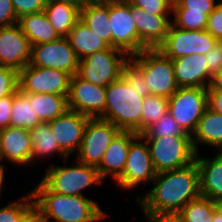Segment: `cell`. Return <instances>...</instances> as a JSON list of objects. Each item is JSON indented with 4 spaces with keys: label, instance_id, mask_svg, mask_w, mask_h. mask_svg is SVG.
<instances>
[{
    "label": "cell",
    "instance_id": "6da1fadb",
    "mask_svg": "<svg viewBox=\"0 0 222 222\" xmlns=\"http://www.w3.org/2000/svg\"><path fill=\"white\" fill-rule=\"evenodd\" d=\"M153 182L148 193L136 199L143 212L179 213L200 196L196 161L184 168L156 173Z\"/></svg>",
    "mask_w": 222,
    "mask_h": 222
},
{
    "label": "cell",
    "instance_id": "7a4b0ae2",
    "mask_svg": "<svg viewBox=\"0 0 222 222\" xmlns=\"http://www.w3.org/2000/svg\"><path fill=\"white\" fill-rule=\"evenodd\" d=\"M30 192L38 216L47 222H100L107 218L96 201L52 192L41 180Z\"/></svg>",
    "mask_w": 222,
    "mask_h": 222
},
{
    "label": "cell",
    "instance_id": "3957f363",
    "mask_svg": "<svg viewBox=\"0 0 222 222\" xmlns=\"http://www.w3.org/2000/svg\"><path fill=\"white\" fill-rule=\"evenodd\" d=\"M144 97L121 76L106 87V106L102 119L112 122L121 131L141 135V114Z\"/></svg>",
    "mask_w": 222,
    "mask_h": 222
},
{
    "label": "cell",
    "instance_id": "277c9868",
    "mask_svg": "<svg viewBox=\"0 0 222 222\" xmlns=\"http://www.w3.org/2000/svg\"><path fill=\"white\" fill-rule=\"evenodd\" d=\"M130 59L141 69L150 94L170 98L179 88L173 62L159 49H145Z\"/></svg>",
    "mask_w": 222,
    "mask_h": 222
},
{
    "label": "cell",
    "instance_id": "5b68a950",
    "mask_svg": "<svg viewBox=\"0 0 222 222\" xmlns=\"http://www.w3.org/2000/svg\"><path fill=\"white\" fill-rule=\"evenodd\" d=\"M73 166L51 165L41 181L52 191L67 196H85L82 190L101 185L97 167L89 166L77 160Z\"/></svg>",
    "mask_w": 222,
    "mask_h": 222
},
{
    "label": "cell",
    "instance_id": "8992f818",
    "mask_svg": "<svg viewBox=\"0 0 222 222\" xmlns=\"http://www.w3.org/2000/svg\"><path fill=\"white\" fill-rule=\"evenodd\" d=\"M146 140L156 173L184 168L195 161L191 136L143 138Z\"/></svg>",
    "mask_w": 222,
    "mask_h": 222
},
{
    "label": "cell",
    "instance_id": "52a82bcc",
    "mask_svg": "<svg viewBox=\"0 0 222 222\" xmlns=\"http://www.w3.org/2000/svg\"><path fill=\"white\" fill-rule=\"evenodd\" d=\"M129 58L124 51L110 46L79 60L77 75L94 85L107 87L122 76L123 65Z\"/></svg>",
    "mask_w": 222,
    "mask_h": 222
},
{
    "label": "cell",
    "instance_id": "ba28073f",
    "mask_svg": "<svg viewBox=\"0 0 222 222\" xmlns=\"http://www.w3.org/2000/svg\"><path fill=\"white\" fill-rule=\"evenodd\" d=\"M207 107V88L205 87L178 88L168 98V112L182 130L190 136L194 133Z\"/></svg>",
    "mask_w": 222,
    "mask_h": 222
},
{
    "label": "cell",
    "instance_id": "9c48e42d",
    "mask_svg": "<svg viewBox=\"0 0 222 222\" xmlns=\"http://www.w3.org/2000/svg\"><path fill=\"white\" fill-rule=\"evenodd\" d=\"M121 130L112 122L98 118H89L76 160L89 166L98 167L110 143Z\"/></svg>",
    "mask_w": 222,
    "mask_h": 222
},
{
    "label": "cell",
    "instance_id": "30bf717a",
    "mask_svg": "<svg viewBox=\"0 0 222 222\" xmlns=\"http://www.w3.org/2000/svg\"><path fill=\"white\" fill-rule=\"evenodd\" d=\"M71 75L52 68L28 64L18 72L19 91L22 94H56L68 96Z\"/></svg>",
    "mask_w": 222,
    "mask_h": 222
},
{
    "label": "cell",
    "instance_id": "8fae6325",
    "mask_svg": "<svg viewBox=\"0 0 222 222\" xmlns=\"http://www.w3.org/2000/svg\"><path fill=\"white\" fill-rule=\"evenodd\" d=\"M217 42L206 30L190 31L170 24L165 41L157 49L172 60L186 55H205Z\"/></svg>",
    "mask_w": 222,
    "mask_h": 222
},
{
    "label": "cell",
    "instance_id": "7c38bea8",
    "mask_svg": "<svg viewBox=\"0 0 222 222\" xmlns=\"http://www.w3.org/2000/svg\"><path fill=\"white\" fill-rule=\"evenodd\" d=\"M155 176L149 146L146 140L138 135L129 146L125 168L116 184L121 189L130 191L140 184L152 182Z\"/></svg>",
    "mask_w": 222,
    "mask_h": 222
},
{
    "label": "cell",
    "instance_id": "4fadbf2b",
    "mask_svg": "<svg viewBox=\"0 0 222 222\" xmlns=\"http://www.w3.org/2000/svg\"><path fill=\"white\" fill-rule=\"evenodd\" d=\"M111 22V47L118 48L129 56L148 49L138 38L136 25L130 15V4L126 0L109 4Z\"/></svg>",
    "mask_w": 222,
    "mask_h": 222
},
{
    "label": "cell",
    "instance_id": "5bb4252c",
    "mask_svg": "<svg viewBox=\"0 0 222 222\" xmlns=\"http://www.w3.org/2000/svg\"><path fill=\"white\" fill-rule=\"evenodd\" d=\"M30 65L42 68L59 69L71 76L77 74L79 59L67 37L32 45Z\"/></svg>",
    "mask_w": 222,
    "mask_h": 222
},
{
    "label": "cell",
    "instance_id": "9a60e30c",
    "mask_svg": "<svg viewBox=\"0 0 222 222\" xmlns=\"http://www.w3.org/2000/svg\"><path fill=\"white\" fill-rule=\"evenodd\" d=\"M68 108L90 118L104 115L106 106V87L94 85L77 74L71 76Z\"/></svg>",
    "mask_w": 222,
    "mask_h": 222
},
{
    "label": "cell",
    "instance_id": "2e32d148",
    "mask_svg": "<svg viewBox=\"0 0 222 222\" xmlns=\"http://www.w3.org/2000/svg\"><path fill=\"white\" fill-rule=\"evenodd\" d=\"M89 118L82 113L68 109L48 122L57 144L68 157L72 153L78 152Z\"/></svg>",
    "mask_w": 222,
    "mask_h": 222
},
{
    "label": "cell",
    "instance_id": "e0dca14e",
    "mask_svg": "<svg viewBox=\"0 0 222 222\" xmlns=\"http://www.w3.org/2000/svg\"><path fill=\"white\" fill-rule=\"evenodd\" d=\"M32 45L16 23L0 27V65L18 72L30 64Z\"/></svg>",
    "mask_w": 222,
    "mask_h": 222
},
{
    "label": "cell",
    "instance_id": "ac0fdd59",
    "mask_svg": "<svg viewBox=\"0 0 222 222\" xmlns=\"http://www.w3.org/2000/svg\"><path fill=\"white\" fill-rule=\"evenodd\" d=\"M130 15L136 25L138 38L148 49H156L165 41L172 17L153 15L131 5Z\"/></svg>",
    "mask_w": 222,
    "mask_h": 222
},
{
    "label": "cell",
    "instance_id": "d6986e66",
    "mask_svg": "<svg viewBox=\"0 0 222 222\" xmlns=\"http://www.w3.org/2000/svg\"><path fill=\"white\" fill-rule=\"evenodd\" d=\"M8 160L13 164L32 163V145L29 130L7 127L0 130V162Z\"/></svg>",
    "mask_w": 222,
    "mask_h": 222
},
{
    "label": "cell",
    "instance_id": "ffe728a7",
    "mask_svg": "<svg viewBox=\"0 0 222 222\" xmlns=\"http://www.w3.org/2000/svg\"><path fill=\"white\" fill-rule=\"evenodd\" d=\"M174 76L179 88L210 86L212 76L209 74L207 60L202 54L186 55L172 59Z\"/></svg>",
    "mask_w": 222,
    "mask_h": 222
},
{
    "label": "cell",
    "instance_id": "44dd1931",
    "mask_svg": "<svg viewBox=\"0 0 222 222\" xmlns=\"http://www.w3.org/2000/svg\"><path fill=\"white\" fill-rule=\"evenodd\" d=\"M137 136L132 131H121L110 143L100 165L97 167L102 181L109 175L116 181L122 175L127 161L129 146Z\"/></svg>",
    "mask_w": 222,
    "mask_h": 222
},
{
    "label": "cell",
    "instance_id": "7402d4cb",
    "mask_svg": "<svg viewBox=\"0 0 222 222\" xmlns=\"http://www.w3.org/2000/svg\"><path fill=\"white\" fill-rule=\"evenodd\" d=\"M199 170L200 196L212 201L222 198V152L213 158L195 156Z\"/></svg>",
    "mask_w": 222,
    "mask_h": 222
},
{
    "label": "cell",
    "instance_id": "603a6c76",
    "mask_svg": "<svg viewBox=\"0 0 222 222\" xmlns=\"http://www.w3.org/2000/svg\"><path fill=\"white\" fill-rule=\"evenodd\" d=\"M191 140L196 154L199 152L198 145L200 144L215 147L222 152V114L207 107L198 121Z\"/></svg>",
    "mask_w": 222,
    "mask_h": 222
},
{
    "label": "cell",
    "instance_id": "cb8c5ba5",
    "mask_svg": "<svg viewBox=\"0 0 222 222\" xmlns=\"http://www.w3.org/2000/svg\"><path fill=\"white\" fill-rule=\"evenodd\" d=\"M17 24L31 45L49 43L60 38L44 11L23 15Z\"/></svg>",
    "mask_w": 222,
    "mask_h": 222
},
{
    "label": "cell",
    "instance_id": "d4e9b609",
    "mask_svg": "<svg viewBox=\"0 0 222 222\" xmlns=\"http://www.w3.org/2000/svg\"><path fill=\"white\" fill-rule=\"evenodd\" d=\"M79 60L108 49L110 45L79 20L67 36Z\"/></svg>",
    "mask_w": 222,
    "mask_h": 222
},
{
    "label": "cell",
    "instance_id": "484cf974",
    "mask_svg": "<svg viewBox=\"0 0 222 222\" xmlns=\"http://www.w3.org/2000/svg\"><path fill=\"white\" fill-rule=\"evenodd\" d=\"M80 20L111 46V22L109 4L86 2L80 8Z\"/></svg>",
    "mask_w": 222,
    "mask_h": 222
},
{
    "label": "cell",
    "instance_id": "4316f807",
    "mask_svg": "<svg viewBox=\"0 0 222 222\" xmlns=\"http://www.w3.org/2000/svg\"><path fill=\"white\" fill-rule=\"evenodd\" d=\"M44 12L60 37H67L80 20V8L68 3H46Z\"/></svg>",
    "mask_w": 222,
    "mask_h": 222
},
{
    "label": "cell",
    "instance_id": "83f0119b",
    "mask_svg": "<svg viewBox=\"0 0 222 222\" xmlns=\"http://www.w3.org/2000/svg\"><path fill=\"white\" fill-rule=\"evenodd\" d=\"M29 132L31 135L33 165L35 163L34 160H36L37 158H48L50 155H54L55 153H58L59 156L63 158V163L66 164V162L68 161V156L61 150V148L57 144L55 137L50 130L49 123L42 122L41 124H38L35 128L29 130Z\"/></svg>",
    "mask_w": 222,
    "mask_h": 222
},
{
    "label": "cell",
    "instance_id": "f1b7e54d",
    "mask_svg": "<svg viewBox=\"0 0 222 222\" xmlns=\"http://www.w3.org/2000/svg\"><path fill=\"white\" fill-rule=\"evenodd\" d=\"M33 103L35 114L41 122L48 123L68 110V96L49 93L25 94Z\"/></svg>",
    "mask_w": 222,
    "mask_h": 222
},
{
    "label": "cell",
    "instance_id": "f546056e",
    "mask_svg": "<svg viewBox=\"0 0 222 222\" xmlns=\"http://www.w3.org/2000/svg\"><path fill=\"white\" fill-rule=\"evenodd\" d=\"M38 217L31 192L0 207V222H35Z\"/></svg>",
    "mask_w": 222,
    "mask_h": 222
},
{
    "label": "cell",
    "instance_id": "4dcf8cb0",
    "mask_svg": "<svg viewBox=\"0 0 222 222\" xmlns=\"http://www.w3.org/2000/svg\"><path fill=\"white\" fill-rule=\"evenodd\" d=\"M41 123L29 98L19 90L13 94L10 127L31 130Z\"/></svg>",
    "mask_w": 222,
    "mask_h": 222
},
{
    "label": "cell",
    "instance_id": "1f68e13d",
    "mask_svg": "<svg viewBox=\"0 0 222 222\" xmlns=\"http://www.w3.org/2000/svg\"><path fill=\"white\" fill-rule=\"evenodd\" d=\"M179 214L182 222H211L215 207L211 199L199 196L188 202Z\"/></svg>",
    "mask_w": 222,
    "mask_h": 222
},
{
    "label": "cell",
    "instance_id": "d6a6232c",
    "mask_svg": "<svg viewBox=\"0 0 222 222\" xmlns=\"http://www.w3.org/2000/svg\"><path fill=\"white\" fill-rule=\"evenodd\" d=\"M141 134L168 112V98L149 94L143 100Z\"/></svg>",
    "mask_w": 222,
    "mask_h": 222
},
{
    "label": "cell",
    "instance_id": "836d02e7",
    "mask_svg": "<svg viewBox=\"0 0 222 222\" xmlns=\"http://www.w3.org/2000/svg\"><path fill=\"white\" fill-rule=\"evenodd\" d=\"M141 136L143 138H159L170 136H190L186 134L169 112L148 127Z\"/></svg>",
    "mask_w": 222,
    "mask_h": 222
},
{
    "label": "cell",
    "instance_id": "e575fe53",
    "mask_svg": "<svg viewBox=\"0 0 222 222\" xmlns=\"http://www.w3.org/2000/svg\"><path fill=\"white\" fill-rule=\"evenodd\" d=\"M172 14L175 16L171 21L174 27L190 31L206 30L209 16L207 14L202 12H172Z\"/></svg>",
    "mask_w": 222,
    "mask_h": 222
},
{
    "label": "cell",
    "instance_id": "d590c367",
    "mask_svg": "<svg viewBox=\"0 0 222 222\" xmlns=\"http://www.w3.org/2000/svg\"><path fill=\"white\" fill-rule=\"evenodd\" d=\"M122 77L127 84L139 91L140 96L145 98L150 94L141 69L130 58L123 65Z\"/></svg>",
    "mask_w": 222,
    "mask_h": 222
},
{
    "label": "cell",
    "instance_id": "8d00e7d4",
    "mask_svg": "<svg viewBox=\"0 0 222 222\" xmlns=\"http://www.w3.org/2000/svg\"><path fill=\"white\" fill-rule=\"evenodd\" d=\"M218 4L215 0H173L172 12H202L210 15Z\"/></svg>",
    "mask_w": 222,
    "mask_h": 222
},
{
    "label": "cell",
    "instance_id": "74e56055",
    "mask_svg": "<svg viewBox=\"0 0 222 222\" xmlns=\"http://www.w3.org/2000/svg\"><path fill=\"white\" fill-rule=\"evenodd\" d=\"M132 7H138L153 15L170 16L173 0H126Z\"/></svg>",
    "mask_w": 222,
    "mask_h": 222
},
{
    "label": "cell",
    "instance_id": "f35d334b",
    "mask_svg": "<svg viewBox=\"0 0 222 222\" xmlns=\"http://www.w3.org/2000/svg\"><path fill=\"white\" fill-rule=\"evenodd\" d=\"M19 90L18 71L0 65V98Z\"/></svg>",
    "mask_w": 222,
    "mask_h": 222
},
{
    "label": "cell",
    "instance_id": "ab89813d",
    "mask_svg": "<svg viewBox=\"0 0 222 222\" xmlns=\"http://www.w3.org/2000/svg\"><path fill=\"white\" fill-rule=\"evenodd\" d=\"M46 0H12L17 19L31 13L44 11Z\"/></svg>",
    "mask_w": 222,
    "mask_h": 222
},
{
    "label": "cell",
    "instance_id": "60d3db41",
    "mask_svg": "<svg viewBox=\"0 0 222 222\" xmlns=\"http://www.w3.org/2000/svg\"><path fill=\"white\" fill-rule=\"evenodd\" d=\"M206 31L222 42V0L208 16Z\"/></svg>",
    "mask_w": 222,
    "mask_h": 222
},
{
    "label": "cell",
    "instance_id": "b9f144b4",
    "mask_svg": "<svg viewBox=\"0 0 222 222\" xmlns=\"http://www.w3.org/2000/svg\"><path fill=\"white\" fill-rule=\"evenodd\" d=\"M209 74L213 77L222 70V42L218 41L212 50L206 53Z\"/></svg>",
    "mask_w": 222,
    "mask_h": 222
},
{
    "label": "cell",
    "instance_id": "7bdbcfd3",
    "mask_svg": "<svg viewBox=\"0 0 222 222\" xmlns=\"http://www.w3.org/2000/svg\"><path fill=\"white\" fill-rule=\"evenodd\" d=\"M17 22L12 0H0V27L12 26Z\"/></svg>",
    "mask_w": 222,
    "mask_h": 222
},
{
    "label": "cell",
    "instance_id": "ee69618b",
    "mask_svg": "<svg viewBox=\"0 0 222 222\" xmlns=\"http://www.w3.org/2000/svg\"><path fill=\"white\" fill-rule=\"evenodd\" d=\"M13 94L0 98V130L10 127Z\"/></svg>",
    "mask_w": 222,
    "mask_h": 222
},
{
    "label": "cell",
    "instance_id": "f6af8a7d",
    "mask_svg": "<svg viewBox=\"0 0 222 222\" xmlns=\"http://www.w3.org/2000/svg\"><path fill=\"white\" fill-rule=\"evenodd\" d=\"M147 222H182L179 213L144 212Z\"/></svg>",
    "mask_w": 222,
    "mask_h": 222
},
{
    "label": "cell",
    "instance_id": "bcb514c9",
    "mask_svg": "<svg viewBox=\"0 0 222 222\" xmlns=\"http://www.w3.org/2000/svg\"><path fill=\"white\" fill-rule=\"evenodd\" d=\"M208 108L222 114V92L213 90L210 86L207 88Z\"/></svg>",
    "mask_w": 222,
    "mask_h": 222
},
{
    "label": "cell",
    "instance_id": "7dc6e473",
    "mask_svg": "<svg viewBox=\"0 0 222 222\" xmlns=\"http://www.w3.org/2000/svg\"><path fill=\"white\" fill-rule=\"evenodd\" d=\"M210 87L215 91L222 92V70L212 77Z\"/></svg>",
    "mask_w": 222,
    "mask_h": 222
},
{
    "label": "cell",
    "instance_id": "c3c4849f",
    "mask_svg": "<svg viewBox=\"0 0 222 222\" xmlns=\"http://www.w3.org/2000/svg\"><path fill=\"white\" fill-rule=\"evenodd\" d=\"M47 3L51 2H60V3H68L74 6L81 8L87 0H46Z\"/></svg>",
    "mask_w": 222,
    "mask_h": 222
},
{
    "label": "cell",
    "instance_id": "681fc988",
    "mask_svg": "<svg viewBox=\"0 0 222 222\" xmlns=\"http://www.w3.org/2000/svg\"><path fill=\"white\" fill-rule=\"evenodd\" d=\"M215 207V212L222 216V198L212 201Z\"/></svg>",
    "mask_w": 222,
    "mask_h": 222
},
{
    "label": "cell",
    "instance_id": "f907efd6",
    "mask_svg": "<svg viewBox=\"0 0 222 222\" xmlns=\"http://www.w3.org/2000/svg\"><path fill=\"white\" fill-rule=\"evenodd\" d=\"M4 169H6L5 167H4V165L1 163L0 164V194H1V192H2V185H3V183H5L4 182V180H5V170Z\"/></svg>",
    "mask_w": 222,
    "mask_h": 222
},
{
    "label": "cell",
    "instance_id": "816d5d0a",
    "mask_svg": "<svg viewBox=\"0 0 222 222\" xmlns=\"http://www.w3.org/2000/svg\"><path fill=\"white\" fill-rule=\"evenodd\" d=\"M87 1L91 3H96V4H112V3L119 2L122 0H87Z\"/></svg>",
    "mask_w": 222,
    "mask_h": 222
},
{
    "label": "cell",
    "instance_id": "f5cc1de1",
    "mask_svg": "<svg viewBox=\"0 0 222 222\" xmlns=\"http://www.w3.org/2000/svg\"><path fill=\"white\" fill-rule=\"evenodd\" d=\"M211 222H222V216L215 212Z\"/></svg>",
    "mask_w": 222,
    "mask_h": 222
},
{
    "label": "cell",
    "instance_id": "db71d44e",
    "mask_svg": "<svg viewBox=\"0 0 222 222\" xmlns=\"http://www.w3.org/2000/svg\"><path fill=\"white\" fill-rule=\"evenodd\" d=\"M35 222H47L43 219H41L39 216L35 219Z\"/></svg>",
    "mask_w": 222,
    "mask_h": 222
}]
</instances>
